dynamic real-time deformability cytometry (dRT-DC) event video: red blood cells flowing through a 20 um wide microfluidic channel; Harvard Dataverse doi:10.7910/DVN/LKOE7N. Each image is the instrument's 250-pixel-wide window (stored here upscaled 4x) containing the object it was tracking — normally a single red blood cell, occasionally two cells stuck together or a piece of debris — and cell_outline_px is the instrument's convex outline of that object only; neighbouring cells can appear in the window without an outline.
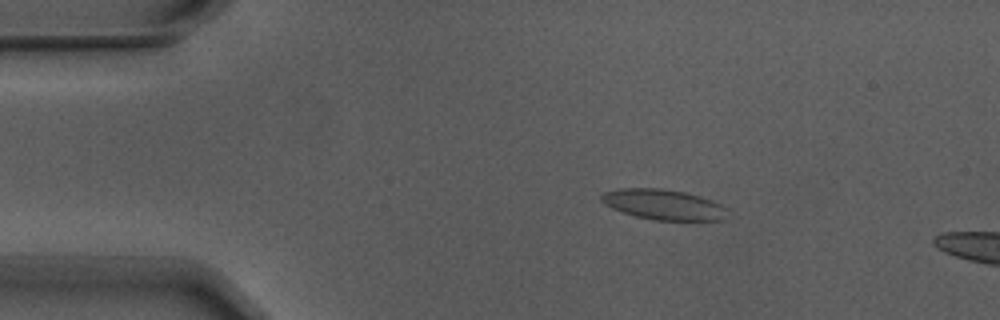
{"species": "Egyptian fruit bat (a non-hibernating species)", "species_latin": "Rousettus aegyptiacus", "temperature_condition": "warm", "stored_images_in_passage": 3, "camera_frame_rate_fps": 3000, "um_per_image_px": 0.085, "animal": {"sex": "male"}, "frame": {"image": 1, "passage_image": 2, "time_ms": 0.333, "image_size_px": [1000, 320], "cell_outline_px": [[728, 220], [656, 220], [636, 216], [612, 208], [604, 204], [600, 200], [600, 196], [604, 192], [620, 188], [660, 188], [684, 192], [720, 204], [728, 208]], "centroid_in_image_um": [56.4, 17.39], "position_along_channel_um": 28.6, "area_um2": 22.2}}